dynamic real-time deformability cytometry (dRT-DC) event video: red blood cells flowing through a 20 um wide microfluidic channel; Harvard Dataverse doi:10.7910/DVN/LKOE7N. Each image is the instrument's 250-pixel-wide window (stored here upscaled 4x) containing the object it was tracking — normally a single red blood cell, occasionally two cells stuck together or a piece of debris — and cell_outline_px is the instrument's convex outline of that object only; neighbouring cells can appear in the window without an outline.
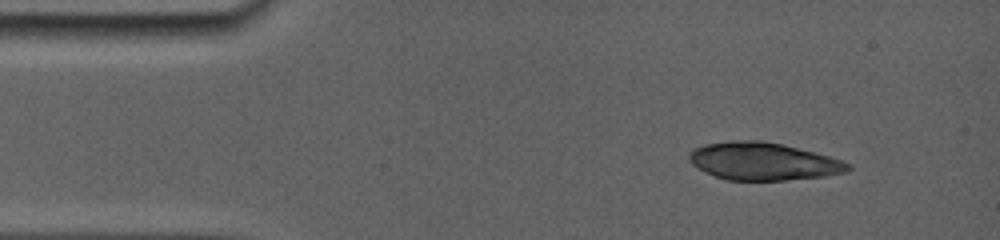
{"species": "common noctule bat (a hibernating species)", "species_latin": "Nyctalus noctula", "temperature_condition": "room temperature", "stored_images_in_passage": 7, "camera_frame_rate_fps": 5000, "um_per_image_px": 0.085, "animal": {"sex": "female", "body_mass_g": 19.0, "forearm_length_mm": 56.7}, "frame": {"image": 1, "passage_image": 3, "time_ms": 1.4, "image_size_px": [1000, 240], "cell_outline_px": [[852, 168], [844, 172], [820, 176], [784, 180], [728, 180], [716, 176], [692, 164], [692, 152], [696, 148], [708, 144], [780, 144], [840, 160], [848, 164]], "centroid_in_image_um": [64.93, 13.79], "position_along_channel_um": 20.1, "area_um2": 32.08}}